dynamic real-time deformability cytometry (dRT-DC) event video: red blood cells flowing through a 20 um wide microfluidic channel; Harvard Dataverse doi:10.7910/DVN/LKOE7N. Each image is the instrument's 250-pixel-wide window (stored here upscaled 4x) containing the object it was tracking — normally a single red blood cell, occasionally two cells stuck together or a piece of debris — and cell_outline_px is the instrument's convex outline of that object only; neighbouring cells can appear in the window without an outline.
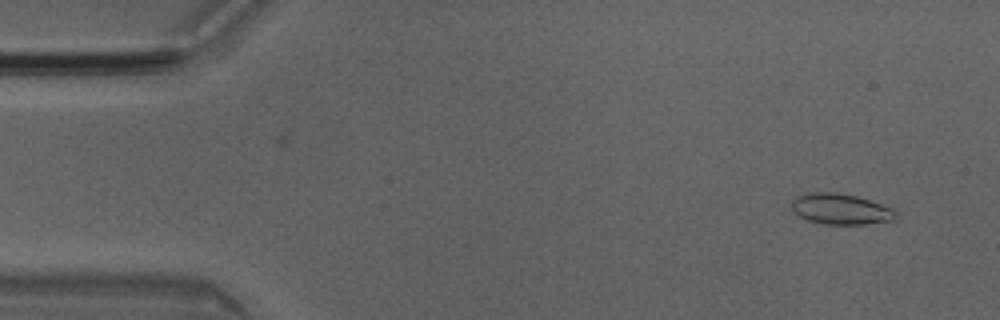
{"species": "Egyptian fruit bat (a non-hibernating species)", "species_latin": "Rousettus aegyptiacus", "temperature_condition": "room temperature", "stored_images_in_passage": 50, "camera_frame_rate_fps": 3000, "um_per_image_px": 0.085, "animal": {"sex": "male"}, "frame": {"image": 1, "passage_image": 3, "time_ms": 0.667, "image_size_px": [1000, 320], "cell_outline_px": [[896, 220], [864, 224], [824, 224], [808, 220], [792, 212], [792, 200], [796, 196], [812, 192], [836, 192], [856, 196], [896, 208]], "centroid_in_image_um": [71.48, 17.77], "position_along_channel_um": 13.5, "area_um2": 18.84}}
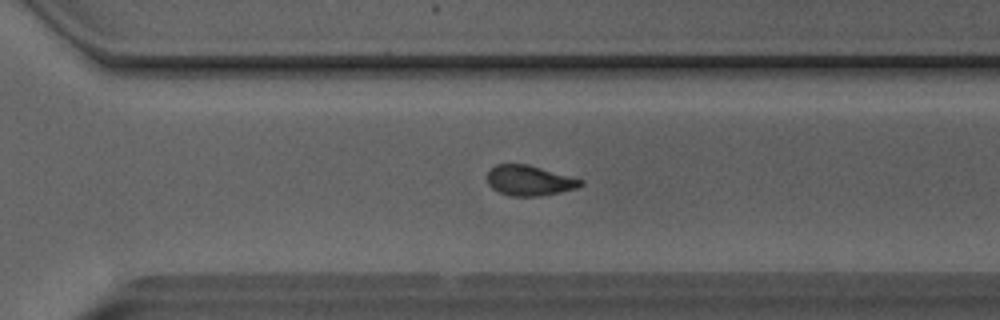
{"frame": {"image": 2, "passage_image": 34, "time_ms": 11.0, "image_size_px": [1000, 320], "cell_outline_px": [[584, 184], [576, 188], [560, 192], [536, 196], [508, 196], [492, 188], [488, 184], [488, 172], [496, 164], [528, 164], [584, 180]], "centroid_in_image_um": [45.0, 15.34], "position_along_channel_um": 325.6, "area_um2": 16.36}}
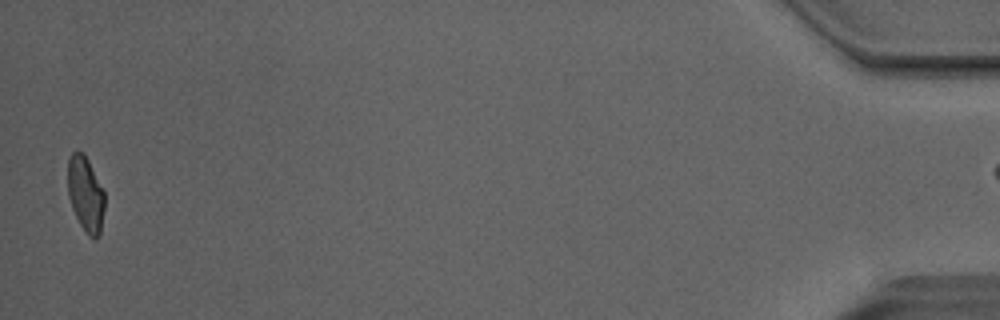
{"frame": {"image": 3, "passage_image": 49, "time_ms": 16.0, "image_size_px": [1000, 320], "cell_outline_px": [[104, 208], [100, 232], [96, 240], [88, 236], [84, 232], [72, 208], [68, 196], [68, 156], [76, 148], [84, 152], [104, 188]], "centroid_in_image_um": [7.27, 16.44], "position_along_channel_um": 427.9, "area_um2": 16.59}, "authors_computed_cell_mechanics": {"area_um2": 17.2244, "velocity_mm_per_s": 4.0495, "shape_relaxation_time_tau1_ms": 10.1554, "shape_relaxation_time_tau2_ms": 2.5317, "deformation_change_tau1": 0.201, "deformation_change_tau2": 0.0859}}